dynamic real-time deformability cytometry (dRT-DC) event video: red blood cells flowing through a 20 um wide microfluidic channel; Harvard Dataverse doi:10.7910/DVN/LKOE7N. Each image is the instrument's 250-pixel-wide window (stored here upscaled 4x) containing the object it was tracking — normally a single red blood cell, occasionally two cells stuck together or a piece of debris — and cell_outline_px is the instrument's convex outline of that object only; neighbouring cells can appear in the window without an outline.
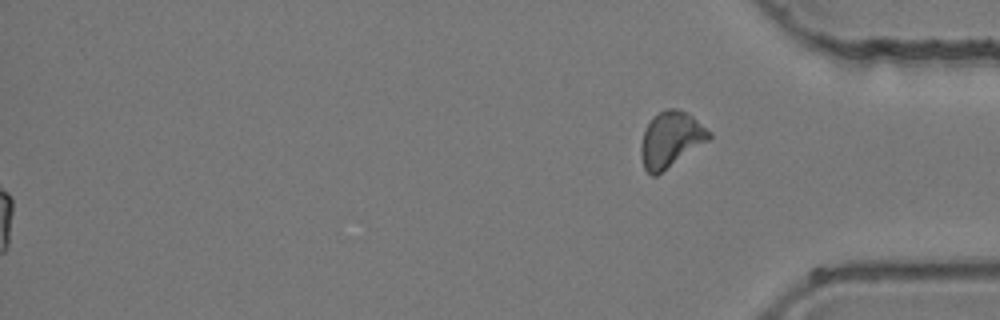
{"species": "common noctule bat (a hibernating species)", "species_latin": "Nyctalus noctula", "temperature_condition": "room temperature", "stored_images_in_passage": 46, "segment_of_instrument_passage": [2, 2], "camera_frame_rate_fps": 3000, "um_per_image_px": 0.085, "animal": {"sex": "female", "body_mass_g": 24.6, "forearm_length_mm": 56.2}, "frame": {"image": 1, "passage_image": 46, "time_ms": 15.0, "image_size_px": [1000, 320], "cell_outline_px": [[712, 136], [708, 140], [656, 176], [652, 176], [644, 168], [640, 156], [640, 144], [644, 132], [652, 116], [668, 108], [676, 108], [692, 116], [712, 132]], "centroid_in_image_um": [56.99, 11.85], "position_along_channel_um": 378.2, "area_um2": 21.85}}